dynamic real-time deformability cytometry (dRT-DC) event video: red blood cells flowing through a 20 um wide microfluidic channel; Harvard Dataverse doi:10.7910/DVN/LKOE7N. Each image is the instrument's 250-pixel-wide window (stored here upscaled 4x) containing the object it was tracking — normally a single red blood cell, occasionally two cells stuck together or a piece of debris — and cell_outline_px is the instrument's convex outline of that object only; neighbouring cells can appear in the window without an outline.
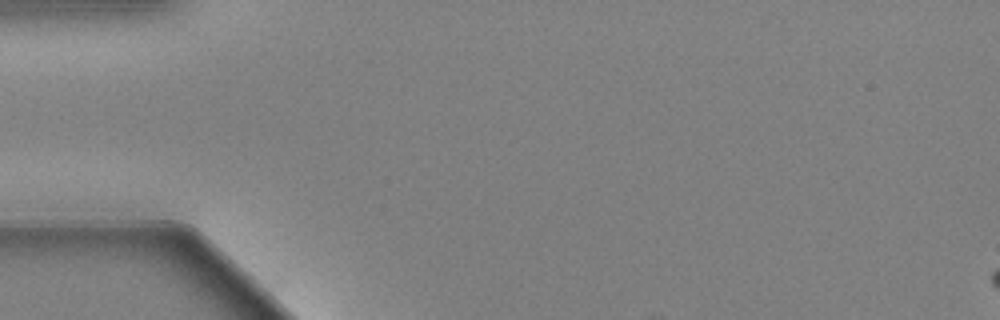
{"species": "Egyptian fruit bat (a non-hibernating species)", "species_latin": "Rousettus aegyptiacus", "temperature_condition": "warm", "stored_images_in_passage": 3, "camera_frame_rate_fps": 3000, "um_per_image_px": 0.085, "animal": {"sex": "female"}, "frame": {"image": 1, "passage_image": 1, "time_ms": 0.0, "image_size_px": [1000, 320], "cell_outline_px": [[244, 296], [104, 236], [100, 232], [164, 232], [188, 236], [200, 244], [224, 264], [244, 284]], "centroid_in_image_um": [15.39, 21.74], "position_along_channel_um": 69.6, "area_um2": 23.52}}